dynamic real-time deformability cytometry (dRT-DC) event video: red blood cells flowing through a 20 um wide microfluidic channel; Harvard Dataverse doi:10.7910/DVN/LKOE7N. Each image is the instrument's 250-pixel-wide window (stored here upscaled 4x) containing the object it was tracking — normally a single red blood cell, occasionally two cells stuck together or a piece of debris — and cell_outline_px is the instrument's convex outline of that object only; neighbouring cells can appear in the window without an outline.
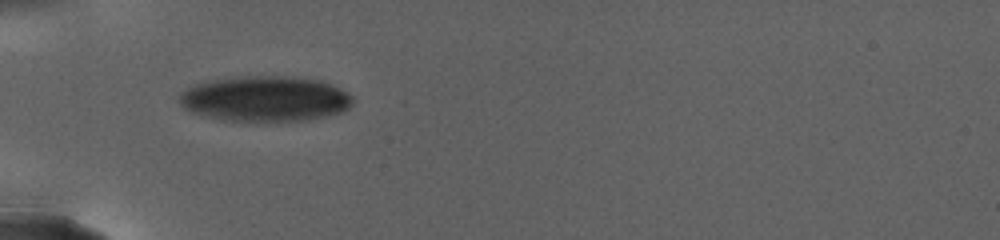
{"species": "human", "species_latin": "Homo sapiens", "temperature_condition": "warm", "stored_images_in_passage": 10, "camera_frame_rate_fps": 3000, "um_per_image_px": 0.085, "donor": {"sex": "female"}, "frame": {"image": 1, "passage_image": 1, "time_ms": 0.0, "image_size_px": [1000, 240], "cell_outline_px": [[352, 104], [344, 112], [308, 120], [220, 120], [204, 116], [192, 112], [184, 108], [180, 104], [180, 92], [196, 84], [208, 80], [236, 76], [292, 76], [320, 80], [332, 84], [348, 92], [352, 96]], "centroid_in_image_um": [22.55, 8.38], "position_along_channel_um": 62.4, "area_um2": 46.07}}
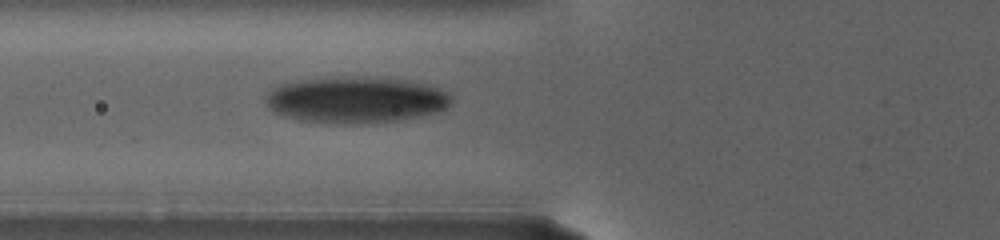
{"frame": {"image": 2, "passage_image": 6, "time_ms": 1.667, "image_size_px": [1000, 240], "cell_outline_px": [[452, 100], [444, 108], [436, 112], [400, 120], [356, 124], [332, 124], [300, 120], [284, 116], [272, 112], [268, 108], [268, 92], [272, 88], [280, 84], [328, 76], [368, 76], [396, 80], [420, 84], [436, 88], [448, 92], [452, 96]], "centroid_in_image_um": [30.18, 8.49], "position_along_channel_um": 95.6, "area_um2": 50.0}}